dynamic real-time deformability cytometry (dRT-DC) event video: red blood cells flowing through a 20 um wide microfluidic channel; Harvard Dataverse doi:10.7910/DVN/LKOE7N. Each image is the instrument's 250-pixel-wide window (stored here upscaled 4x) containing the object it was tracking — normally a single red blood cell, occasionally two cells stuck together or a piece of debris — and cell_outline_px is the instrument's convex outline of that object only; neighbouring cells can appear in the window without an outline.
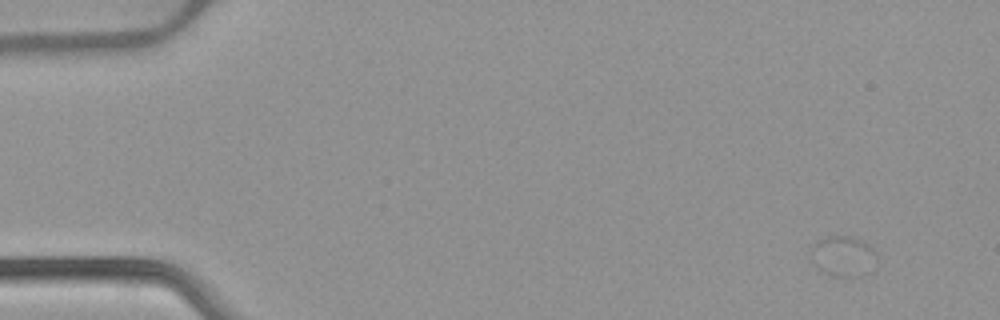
{"species": "common noctule bat (a hibernating species)", "species_latin": "Nyctalus noctula", "temperature_condition": "warm", "stored_images_in_passage": 3, "camera_frame_rate_fps": 3000, "um_per_image_px": 0.085, "animal": {"sex": "female", "body_mass_g": 22.7, "forearm_length_mm": 54.2}, "frame": {"image": 1, "passage_image": 1, "time_ms": 0.0, "image_size_px": [1000, 320], "cell_outline_px": [[876, 256], [864, 276], [832, 276], [816, 268], [812, 264], [808, 256], [812, 244], [828, 236], [852, 236], [868, 244], [876, 252]], "centroid_in_image_um": [71.57, 21.77], "position_along_channel_um": 13.4, "area_um2": 15.55}}